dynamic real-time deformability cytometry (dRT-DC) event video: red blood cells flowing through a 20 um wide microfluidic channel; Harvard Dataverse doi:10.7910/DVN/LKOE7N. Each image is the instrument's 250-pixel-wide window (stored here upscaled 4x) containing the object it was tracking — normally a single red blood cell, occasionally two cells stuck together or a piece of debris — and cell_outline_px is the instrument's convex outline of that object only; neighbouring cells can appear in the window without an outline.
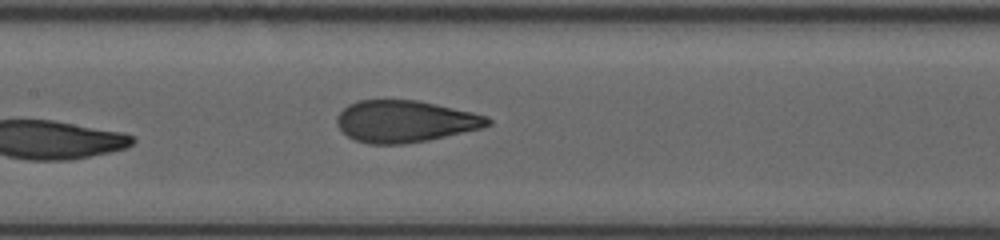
{"species": "human", "species_latin": "Homo sapiens", "temperature_condition": "room temperature", "stored_images_in_passage": 10, "camera_frame_rate_fps": 3000, "um_per_image_px": 0.085, "donor": {"sex": "female"}, "frame": {"image": 1, "passage_image": 10, "time_ms": 3.333, "image_size_px": [1000, 240], "cell_outline_px": [[492, 124], [484, 128], [428, 140], [400, 144], [368, 144], [356, 140], [348, 136], [336, 124], [336, 116], [348, 104], [356, 100], [416, 100], [436, 104], [472, 112], [488, 116], [492, 120]], "centroid_in_image_um": [34.45, 10.31], "position_along_channel_um": 173.0, "area_um2": 36.88}}